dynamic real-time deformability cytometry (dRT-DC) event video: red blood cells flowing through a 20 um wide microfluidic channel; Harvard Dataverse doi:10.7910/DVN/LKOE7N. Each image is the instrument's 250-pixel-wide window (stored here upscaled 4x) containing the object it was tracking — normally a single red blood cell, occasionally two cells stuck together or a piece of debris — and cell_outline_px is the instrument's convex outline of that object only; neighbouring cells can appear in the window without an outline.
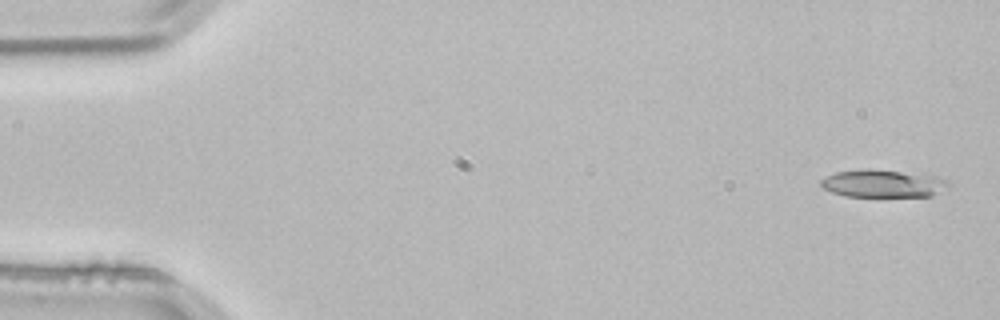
{"species": "common noctule bat (a hibernating species)", "species_latin": "Nyctalus noctula", "temperature_condition": "room temperature", "stored_images_in_passage": 4, "camera_frame_rate_fps": 3000, "um_per_image_px": 0.085, "animal": {"sex": "male", "body_mass_g": 21.5, "forearm_length_mm": 52.0}, "frame": {"image": 1, "passage_image": 1, "time_ms": 0.0, "image_size_px": [1000, 320], "cell_outline_px": [[952, 184], [948, 188], [932, 196], [844, 196], [832, 192], [824, 188], [820, 184], [820, 180], [836, 172], [900, 172], [940, 176], [948, 180]], "centroid_in_image_um": [75.17, 15.65], "position_along_channel_um": 9.8, "area_um2": 19.65}}
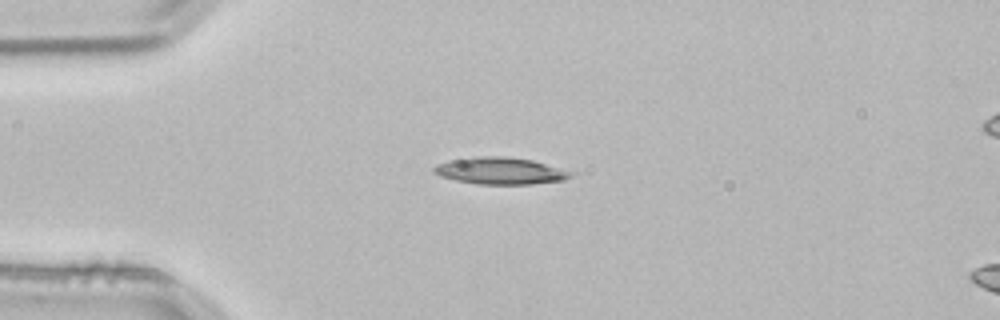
{"frame": {"image": 2, "passage_image": 3, "time_ms": 0.667, "image_size_px": [1000, 320], "cell_outline_px": [[576, 172], [572, 176], [564, 180], [532, 184], [480, 184], [456, 180], [440, 176], [432, 168], [436, 164], [448, 160], [468, 156], [504, 156], [532, 160]], "centroid_in_image_um": [42.53, 14.51], "position_along_channel_um": 42.5, "area_um2": 21.62}}